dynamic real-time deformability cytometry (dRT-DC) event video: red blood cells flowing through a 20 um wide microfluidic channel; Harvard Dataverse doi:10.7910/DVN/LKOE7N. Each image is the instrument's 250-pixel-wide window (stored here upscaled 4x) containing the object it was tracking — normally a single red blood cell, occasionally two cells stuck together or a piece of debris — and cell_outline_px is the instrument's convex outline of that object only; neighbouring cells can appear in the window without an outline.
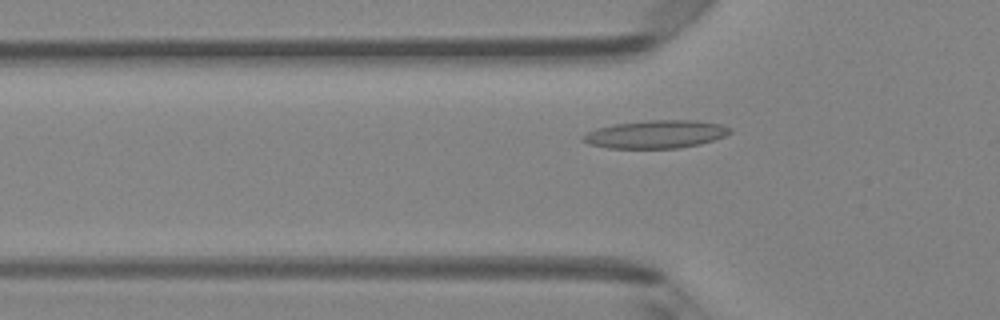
{"species": "Egyptian fruit bat (a non-hibernating species)", "species_latin": "Rousettus aegyptiacus", "temperature_condition": "room temperature", "stored_images_in_passage": 47, "camera_frame_rate_fps": 3000, "um_per_image_px": 0.085, "animal": {"sex": "female"}, "frame": {"image": 1, "passage_image": 14, "time_ms": 4.333, "image_size_px": [1000, 320], "cell_outline_px": [[732, 132], [724, 136], [700, 144], [676, 148], [608, 148], [588, 144], [580, 140], [580, 136], [596, 128], [616, 124], [648, 120], [696, 120], [720, 124], [732, 128]], "centroid_in_image_um": [55.72, 11.41], "position_along_channel_um": 70.1, "area_um2": 23.99}}
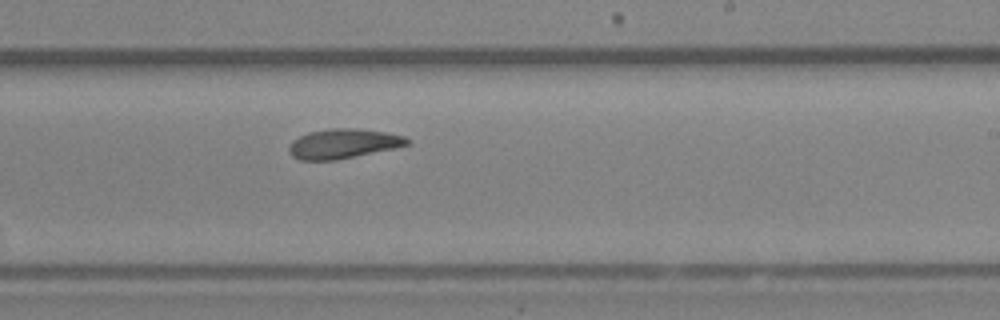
{"frame": {"image": 2, "passage_image": 28, "time_ms": 9.0, "image_size_px": [1000, 320], "cell_outline_px": [[408, 144], [392, 148], [336, 160], [300, 160], [292, 156], [288, 148], [292, 140], [308, 132], [332, 128], [356, 128], [384, 132], [404, 136], [408, 140]], "centroid_in_image_um": [29.11, 12.21], "position_along_channel_um": 259.9, "area_um2": 20.06}}
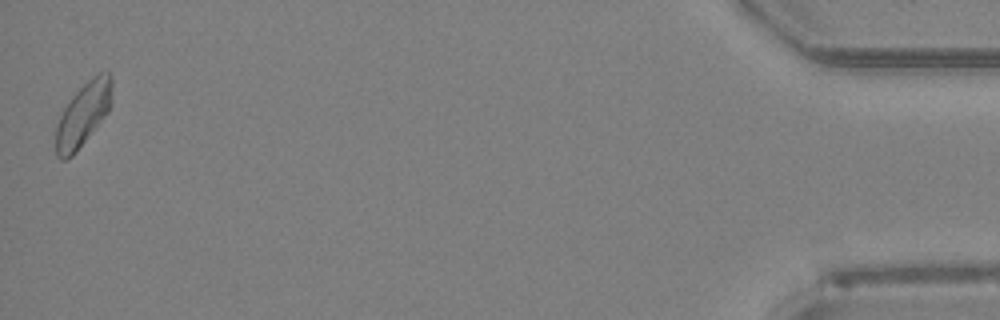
{"frame": {"image": 3, "passage_image": 47, "time_ms": 15.333, "image_size_px": [1000, 320], "cell_outline_px": [[112, 100], [108, 112], [76, 152], [72, 156], [64, 160], [60, 160], [56, 156], [56, 128], [60, 116], [64, 108], [72, 96], [92, 76], [100, 72], [108, 72], [112, 76]], "centroid_in_image_um": [7.08, 9.72], "position_along_channel_um": 428.1, "area_um2": 20.69}, "authors_computed_cell_mechanics": {"area_um2": 20.4034, "velocity_mm_per_s": 4.0831, "shape_relaxation_time_tau1_ms": 10.2022, "shape_relaxation_time_tau2_ms": 3.8167, "deformation_change_tau1": 0.1829, "deformation_change_tau2": 0.106}}